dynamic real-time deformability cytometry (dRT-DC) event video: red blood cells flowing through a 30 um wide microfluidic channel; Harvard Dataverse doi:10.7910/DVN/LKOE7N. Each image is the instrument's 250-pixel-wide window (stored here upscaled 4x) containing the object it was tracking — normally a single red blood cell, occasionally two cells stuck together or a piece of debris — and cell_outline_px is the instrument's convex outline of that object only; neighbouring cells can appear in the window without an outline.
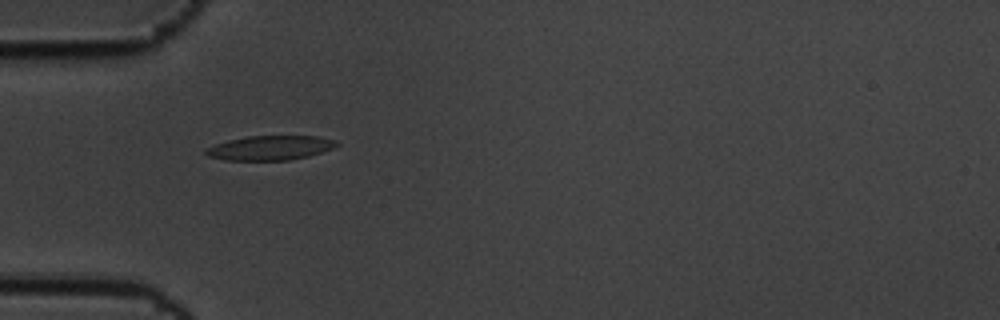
{"species": "common noctule bat (a hibernating species)", "species_latin": "Nyctalus noctula", "temperature_condition": "cold", "stored_images_in_passage": 41, "camera_frame_rate_fps": 3000, "um_per_image_px": 0.085, "animal": {"sex": "male", "body_mass_g": 19.5, "forearm_length_mm": 54.6}, "frame": {"image": 1, "passage_image": 1, "time_ms": 0.0, "image_size_px": [1000, 320], "cell_outline_px": [[340, 144], [336, 148], [308, 156], [288, 160], [224, 160], [208, 156], [204, 152], [204, 148], [228, 140], [248, 136], [320, 136], [336, 140]], "centroid_in_image_um": [22.99, 12.56], "position_along_channel_um": 62.0, "area_um2": 18.79}}
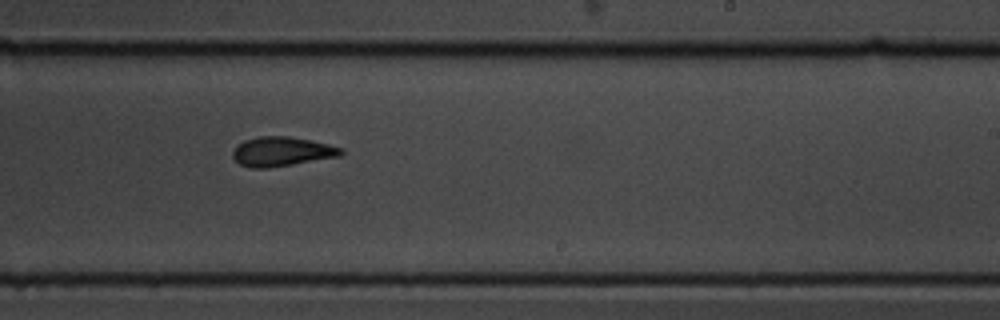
{"frame": {"image": 2, "passage_image": 19, "time_ms": 6.0, "image_size_px": [1000, 320], "cell_outline_px": [[344, 152], [340, 156], [268, 168], [252, 168], [240, 164], [232, 156], [232, 152], [236, 144], [244, 140], [260, 136], [288, 136], [312, 140], [344, 148]], "centroid_in_image_um": [23.94, 12.87], "position_along_channel_um": 265.1, "area_um2": 18.61}}
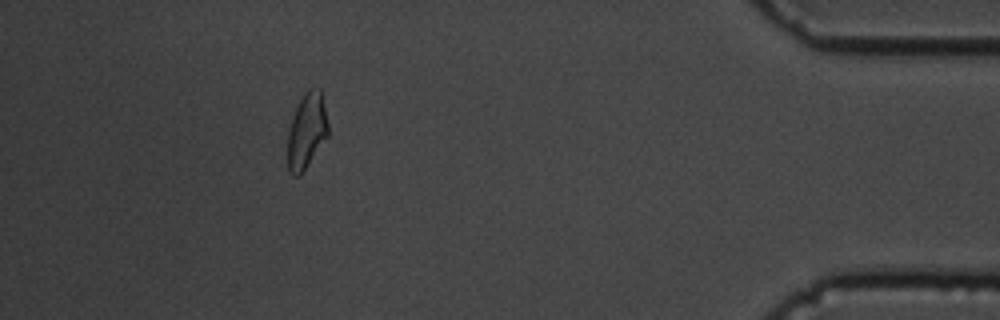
{"frame": {"image": 3, "passage_image": 36, "time_ms": 11.667, "image_size_px": [1000, 320], "cell_outline_px": [[328, 136], [300, 176], [292, 176], [288, 168], [288, 132], [292, 116], [304, 92], [308, 88], [320, 88], [328, 124]], "centroid_in_image_um": [26.06, 11.13], "position_along_channel_um": 409.1, "area_um2": 17.74}, "authors_computed_cell_mechanics": {"area_um2": 18.4382, "velocity_mm_per_s": 3.437, "shape_relaxation_time_tau1_ms": 8.5074, "shape_relaxation_time_tau2_ms": 2.8863, "deformation_change_tau1": 0.1711, "deformation_change_tau2": 0.1005}}